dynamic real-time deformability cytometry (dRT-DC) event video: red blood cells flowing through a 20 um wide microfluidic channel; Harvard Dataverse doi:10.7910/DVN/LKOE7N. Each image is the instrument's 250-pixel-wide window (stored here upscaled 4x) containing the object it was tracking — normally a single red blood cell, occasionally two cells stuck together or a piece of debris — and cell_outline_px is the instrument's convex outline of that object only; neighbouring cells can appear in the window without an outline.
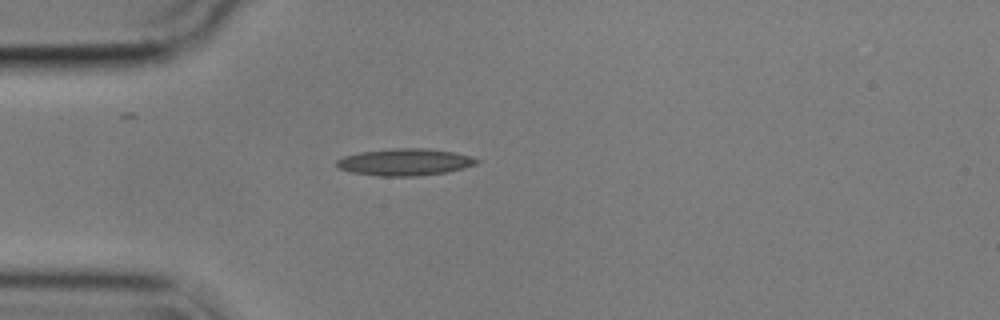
{"species": "common noctule bat (a hibernating species)", "species_latin": "Nyctalus noctula", "temperature_condition": "cold", "stored_images_in_passage": 6, "camera_frame_rate_fps": 3000, "um_per_image_px": 0.085, "animal": {"sex": "male", "body_mass_g": 17.9}, "frame": {"image": 1, "passage_image": 1, "time_ms": 0.0, "image_size_px": [1000, 320], "cell_outline_px": [[480, 160], [476, 164], [464, 168], [444, 172], [416, 176], [380, 176], [352, 172], [336, 168], [336, 160], [344, 156], [360, 152], [392, 148], [428, 148], [456, 152], [472, 156]], "centroid_in_image_um": [34.42, 13.76], "position_along_channel_um": 50.6, "area_um2": 22.08}}